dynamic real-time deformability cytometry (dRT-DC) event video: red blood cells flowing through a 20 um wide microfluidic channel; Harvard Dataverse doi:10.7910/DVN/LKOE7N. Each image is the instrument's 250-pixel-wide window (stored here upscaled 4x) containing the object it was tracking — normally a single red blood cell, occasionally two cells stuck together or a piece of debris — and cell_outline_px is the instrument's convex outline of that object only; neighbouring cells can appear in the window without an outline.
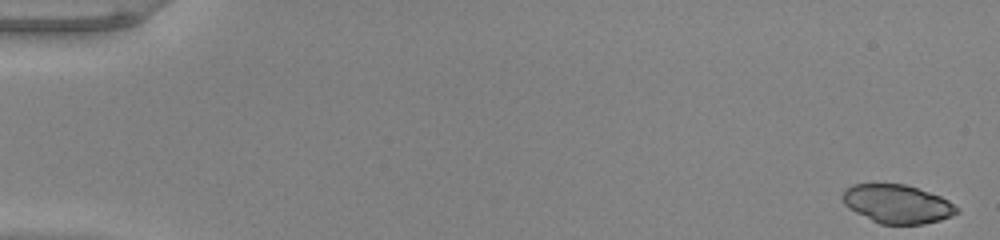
{"species": "common noctule bat (a hibernating species)", "species_latin": "Nyctalus noctula", "temperature_condition": "warm", "stored_images_in_passage": 52, "camera_frame_rate_fps": 3000, "um_per_image_px": 0.085, "animal": {"sex": "male", "body_mass_g": 20.0, "forearm_length_mm": 53.3}, "frame": {"image": 1, "passage_image": 1, "time_ms": 0.0, "image_size_px": [1000, 240], "cell_outline_px": [[960, 212], [952, 216], [940, 220], [924, 224], [880, 224], [848, 208], [844, 204], [840, 196], [844, 188], [852, 184], [904, 184], [940, 196], [948, 200], [960, 208]], "centroid_in_image_um": [76.26, 17.33], "position_along_channel_um": 8.7, "area_um2": 25.84}}
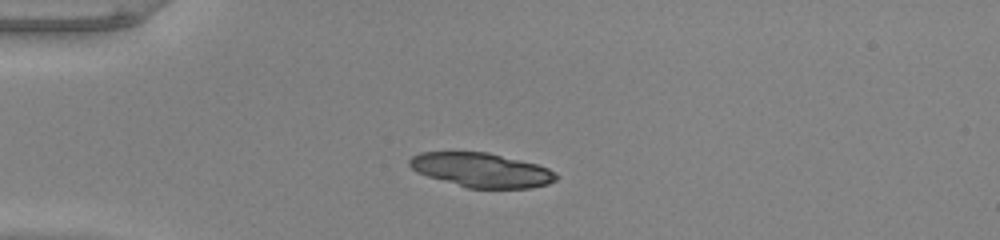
{"frame": {"image": 2, "passage_image": 14, "time_ms": 4.333, "image_size_px": [1000, 240], "cell_outline_px": [[560, 176], [556, 180], [548, 184], [532, 188], [468, 188], [428, 176], [416, 172], [408, 164], [408, 160], [412, 156], [420, 152], [488, 152], [536, 164], [548, 168], [556, 172]], "centroid_in_image_um": [40.94, 14.45], "position_along_channel_um": 44.1, "area_um2": 29.3}, "authors_computed_cell_mechanics": {"area_um2": 28.0041, "velocity_mm_per_s": 3.9976, "shape_relaxation_time_tau1_ms": 2.5155, "shape_relaxation_time_tau2_ms": 2.8, "deformation_change_tau1": 0.3581, "deformation_change_tau2": 0.069}}